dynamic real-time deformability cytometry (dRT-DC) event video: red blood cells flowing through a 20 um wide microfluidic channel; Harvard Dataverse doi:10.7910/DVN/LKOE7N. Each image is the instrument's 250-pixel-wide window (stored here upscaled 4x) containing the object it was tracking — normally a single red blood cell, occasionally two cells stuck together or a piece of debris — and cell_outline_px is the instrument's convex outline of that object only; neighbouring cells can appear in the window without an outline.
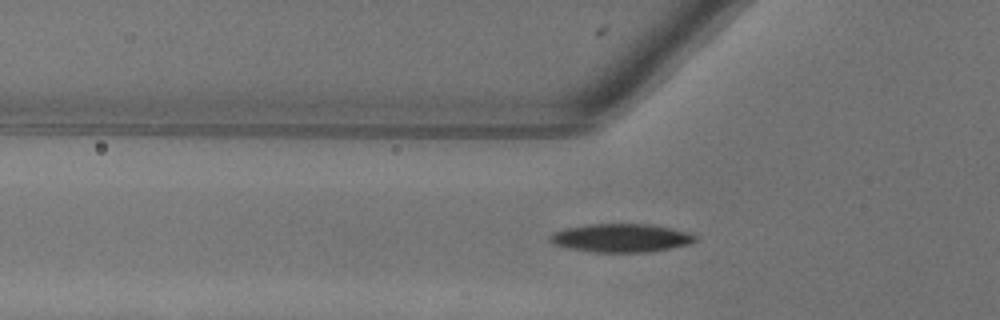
{"species": "common noctule bat (a hibernating species)", "species_latin": "Nyctalus noctula", "temperature_condition": "warm", "stored_images_in_passage": 40, "camera_frame_rate_fps": 3000, "um_per_image_px": 0.085, "animal": {"sex": "female"}, "frame": {"image": 1, "passage_image": 12, "time_ms": 3.667, "image_size_px": [1000, 320], "cell_outline_px": [[696, 240], [688, 244], [648, 252], [592, 252], [568, 248], [552, 244], [548, 240], [548, 236], [564, 228], [584, 224], [648, 224], [688, 232], [696, 236]], "centroid_in_image_um": [52.71, 20.22], "position_along_channel_um": 73.1, "area_um2": 23.93}}
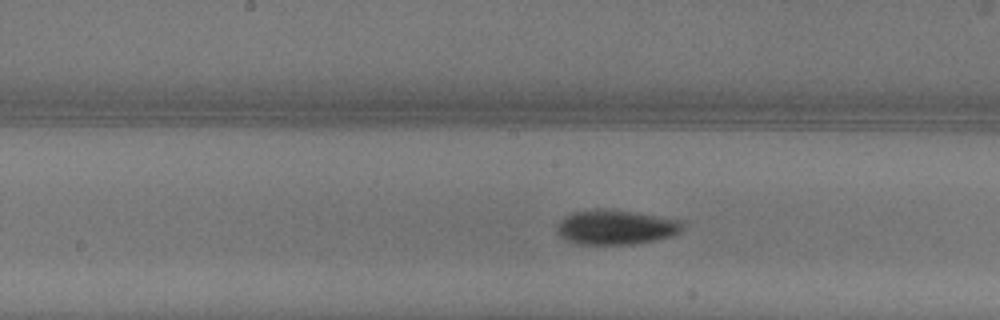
{"frame": {"image": 2, "passage_image": 21, "time_ms": 6.667, "image_size_px": [1000, 320], "cell_outline_px": [[684, 224], [680, 232], [672, 236], [656, 240], [632, 244], [576, 244], [560, 236], [556, 232], [556, 228], [560, 220], [564, 216], [572, 212], [596, 208], [604, 208], [632, 212], [680, 220]], "centroid_in_image_um": [52.3, 19.31], "position_along_channel_um": 195.9, "area_um2": 25.43}}
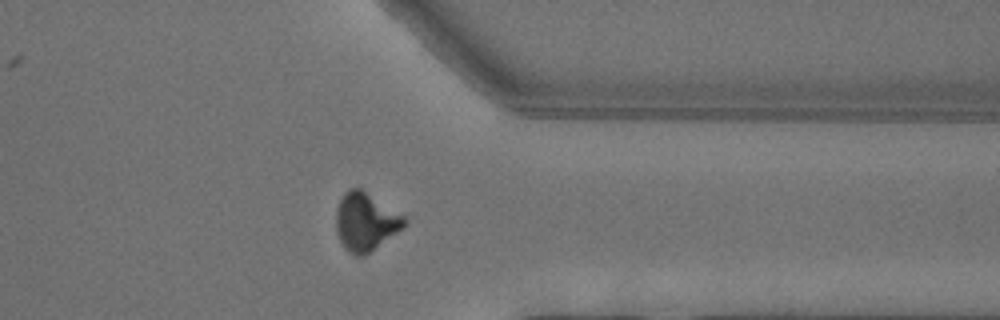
{"frame": {"image": 3, "passage_image": 35, "time_ms": 11.333, "image_size_px": [1000, 320], "cell_outline_px": [[408, 224], [404, 228], [364, 256], [356, 256], [348, 252], [344, 248], [340, 240], [336, 228], [336, 208], [344, 192], [348, 188], [360, 188], [404, 216], [408, 220]], "centroid_in_image_um": [31.08, 18.86], "position_along_channel_um": 380.3, "area_um2": 23.12}}